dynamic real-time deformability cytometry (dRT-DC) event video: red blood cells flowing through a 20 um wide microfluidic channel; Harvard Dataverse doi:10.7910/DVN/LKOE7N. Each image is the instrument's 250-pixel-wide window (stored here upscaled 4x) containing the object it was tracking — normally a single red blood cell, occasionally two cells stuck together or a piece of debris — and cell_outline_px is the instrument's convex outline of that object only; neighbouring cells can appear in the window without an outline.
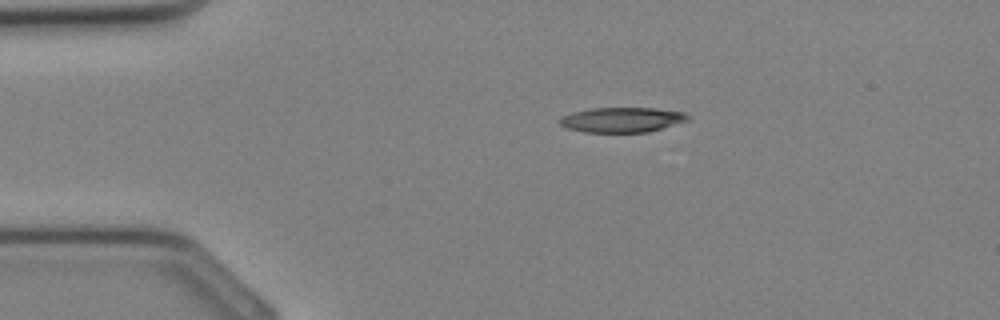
{"species": "Egyptian fruit bat (a non-hibernating species)", "species_latin": "Rousettus aegyptiacus", "temperature_condition": "cold", "stored_images_in_passage": 28, "camera_frame_rate_fps": 3000, "um_per_image_px": 0.085, "animal": {"sex": "female"}, "frame": {"image": 1, "passage_image": 1, "time_ms": 0.0, "image_size_px": [1000, 320], "cell_outline_px": [[688, 120], [648, 132], [584, 132], [568, 128], [560, 124], [556, 120], [572, 112], [592, 108], [656, 108], [684, 112], [688, 116]], "centroid_in_image_um": [52.84, 10.18], "position_along_channel_um": 32.2, "area_um2": 18.5}}
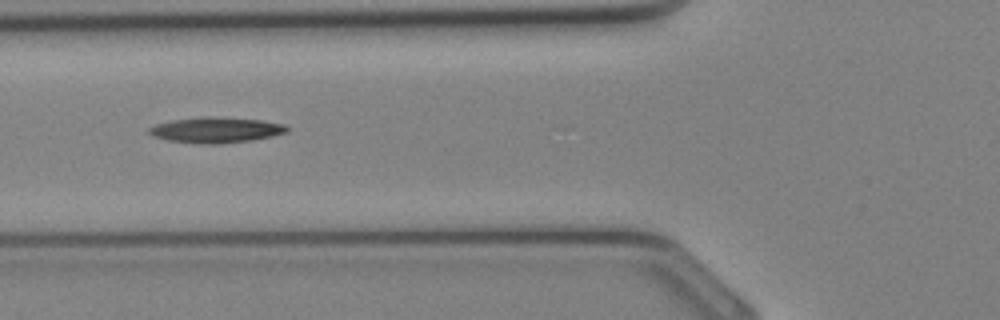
{"frame": {"image": 2, "passage_image": 7, "time_ms": 2.0, "image_size_px": [1000, 320], "cell_outline_px": [[292, 128], [288, 132], [272, 136], [252, 140], [220, 144], [200, 144], [168, 140], [152, 136], [148, 132], [148, 128], [156, 124], [172, 120], [260, 120], [284, 124]], "centroid_in_image_um": [18.39, 11.12], "position_along_channel_um": 107.4, "area_um2": 19.36}}
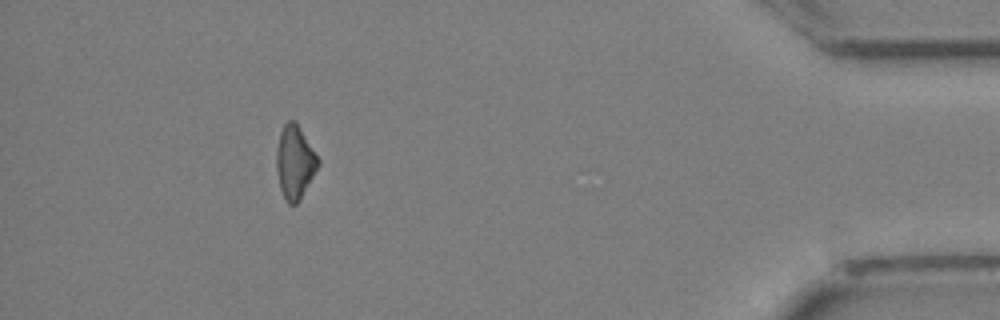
{"frame": {"image": 3, "passage_image": 25, "time_ms": 8.0, "image_size_px": [1000, 320], "cell_outline_px": [[320, 164], [300, 200], [296, 204], [288, 204], [280, 188], [276, 168], [276, 152], [280, 132], [284, 124], [288, 120], [296, 120], [320, 160]], "centroid_in_image_um": [25.07, 13.76], "position_along_channel_um": 410.1, "area_um2": 17.86}}